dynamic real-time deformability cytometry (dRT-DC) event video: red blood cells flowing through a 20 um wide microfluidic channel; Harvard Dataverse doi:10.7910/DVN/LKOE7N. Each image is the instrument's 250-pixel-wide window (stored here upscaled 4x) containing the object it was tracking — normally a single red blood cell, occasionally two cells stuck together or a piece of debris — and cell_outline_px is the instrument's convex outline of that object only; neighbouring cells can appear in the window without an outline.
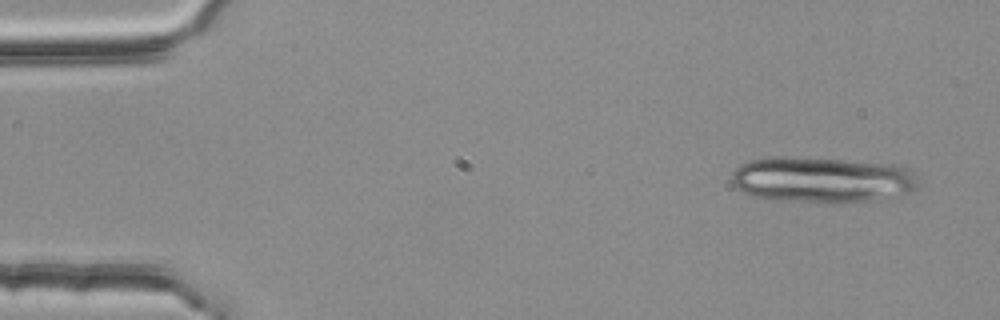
{"species": "common noctule bat (a hibernating species)", "species_latin": "Nyctalus noctula", "temperature_condition": "room temperature", "stored_images_in_passage": 4, "camera_frame_rate_fps": 3000, "um_per_image_px": 0.085, "animal": {"sex": "female", "body_mass_g": 25.1}, "frame": {"image": 1, "passage_image": 1, "time_ms": 0.0, "image_size_px": [1000, 320], "cell_outline_px": [[920, 188], [912, 192], [872, 200], [836, 204], [824, 204], [772, 200], [752, 196], [736, 188], [732, 180], [732, 172], [740, 164], [748, 160], [776, 156], [784, 156], [844, 160], [896, 164], [908, 168], [912, 172], [920, 184]], "centroid_in_image_um": [69.88, 15.29], "position_along_channel_um": 15.1, "area_um2": 50.86}}